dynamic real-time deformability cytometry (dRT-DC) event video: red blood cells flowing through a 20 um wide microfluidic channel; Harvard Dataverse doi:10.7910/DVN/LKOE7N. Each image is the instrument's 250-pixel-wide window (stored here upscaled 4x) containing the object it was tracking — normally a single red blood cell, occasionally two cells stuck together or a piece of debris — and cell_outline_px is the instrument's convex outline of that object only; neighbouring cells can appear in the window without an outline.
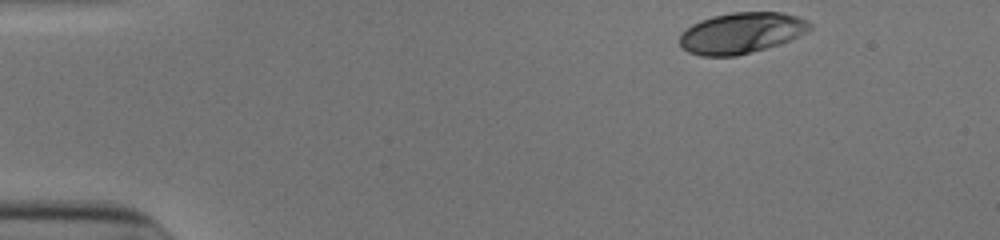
{"species": "human", "species_latin": "Homo sapiens", "temperature_condition": "cold", "stored_images_in_passage": 37, "camera_frame_rate_fps": 3000, "um_per_image_px": 0.085, "donor": {"sex": "male"}, "frame": {"image": 1, "passage_image": 1, "time_ms": 0.0, "image_size_px": [1000, 240], "cell_outline_px": [[812, 28], [808, 32], [780, 44], [736, 56], [700, 56], [688, 52], [680, 44], [680, 36], [692, 24], [700, 20], [712, 16], [732, 12], [780, 12], [796, 16], [808, 20], [812, 24]], "centroid_in_image_um": [63.05, 2.8], "position_along_channel_um": 22.0, "area_um2": 31.04}}
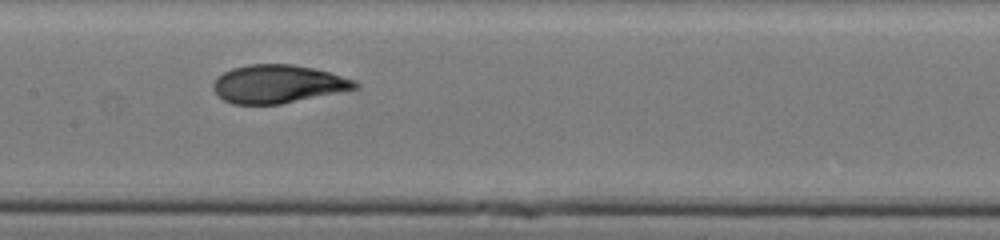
{"frame": {"image": 2, "passage_image": 21, "time_ms": 6.667, "image_size_px": [1000, 240], "cell_outline_px": [[360, 88], [280, 104], [232, 104], [224, 100], [212, 88], [212, 84], [216, 76], [232, 68], [248, 64], [292, 64], [312, 68], [328, 72], [356, 80], [360, 84]], "centroid_in_image_um": [23.62, 7.13], "position_along_channel_um": 183.8, "area_um2": 31.62}}
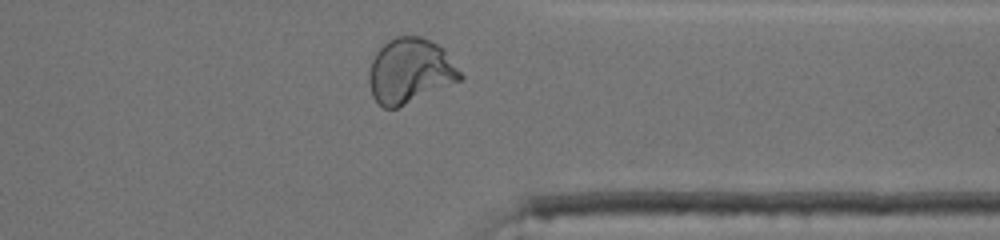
{"frame": {"image": 3, "passage_image": 36, "time_ms": 11.667, "image_size_px": [1000, 240], "cell_outline_px": [[464, 80], [396, 108], [384, 108], [372, 96], [368, 84], [368, 72], [372, 60], [376, 52], [388, 40], [396, 36], [420, 36], [444, 48], [464, 76]], "centroid_in_image_um": [34.87, 6.03], "position_along_channel_um": 376.5, "area_um2": 34.8}}